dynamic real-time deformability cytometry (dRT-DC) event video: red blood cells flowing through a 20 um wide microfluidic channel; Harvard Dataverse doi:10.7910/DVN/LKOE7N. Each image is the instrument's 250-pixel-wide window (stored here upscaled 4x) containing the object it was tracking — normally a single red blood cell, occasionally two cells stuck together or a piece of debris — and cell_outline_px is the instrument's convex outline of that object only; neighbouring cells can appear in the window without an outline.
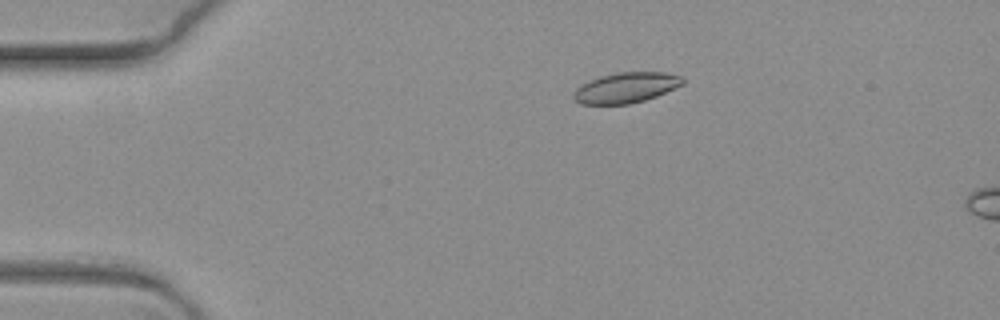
{"species": "common noctule bat (a hibernating species)", "species_latin": "Nyctalus noctula", "temperature_condition": "warm", "stored_images_in_passage": 5, "camera_frame_rate_fps": 3000, "um_per_image_px": 0.085, "animal": {"sex": "female", "body_mass_g": 19.3, "forearm_length_mm": 54.1}, "frame": {"image": 1, "passage_image": 1, "time_ms": 0.0, "image_size_px": [1000, 320], "cell_outline_px": [[684, 84], [656, 96], [644, 100], [628, 104], [580, 104], [572, 100], [572, 92], [580, 84], [588, 80], [600, 76], [616, 72], [664, 72], [684, 76]], "centroid_in_image_um": [53.17, 7.44], "position_along_channel_um": 31.8, "area_um2": 19.65}}